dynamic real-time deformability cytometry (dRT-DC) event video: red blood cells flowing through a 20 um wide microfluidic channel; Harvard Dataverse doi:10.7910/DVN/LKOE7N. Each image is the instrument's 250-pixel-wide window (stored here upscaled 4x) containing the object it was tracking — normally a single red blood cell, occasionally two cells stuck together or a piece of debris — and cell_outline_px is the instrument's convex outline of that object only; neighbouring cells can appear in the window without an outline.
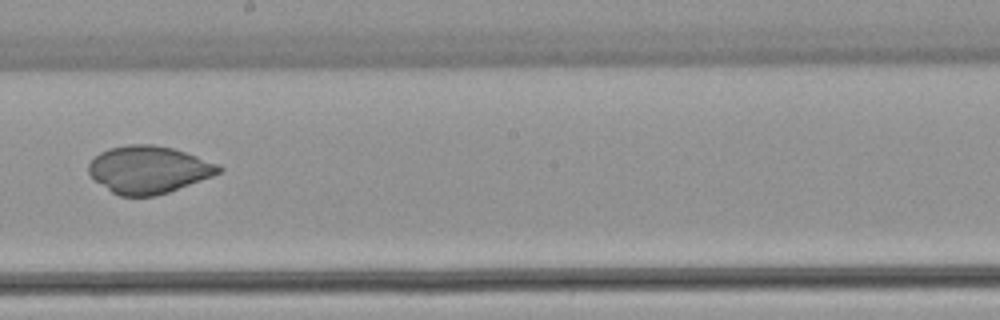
{"species": "common noctule bat (a hibernating species)", "species_latin": "Nyctalus noctula", "temperature_condition": "warm", "stored_images_in_passage": 43, "camera_frame_rate_fps": 3000, "um_per_image_px": 0.085, "animal": {"sex": "female", "body_mass_g": 22.7, "forearm_length_mm": 54.2}, "frame": {"image": 1, "passage_image": 21, "time_ms": 6.667, "image_size_px": [1000, 320], "cell_outline_px": [[224, 168], [220, 172], [212, 176], [168, 192], [156, 196], [120, 196], [112, 192], [96, 180], [88, 172], [88, 164], [100, 152], [108, 148], [128, 144], [152, 144], [172, 148], [220, 164]], "centroid_in_image_um": [12.64, 14.41], "position_along_channel_um": 235.6, "area_um2": 35.72}}
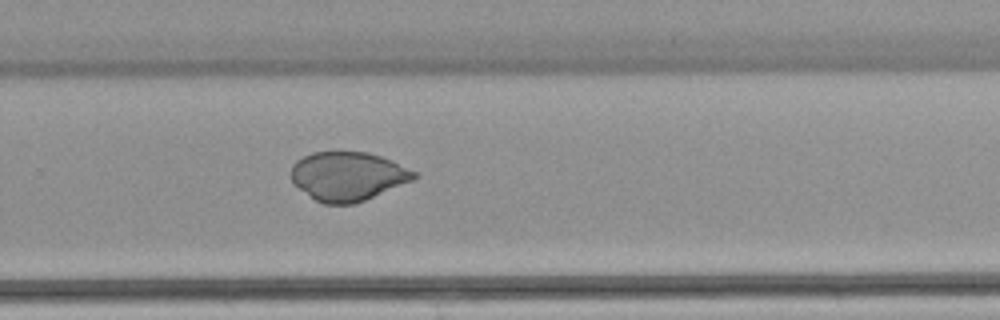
{"frame": {"image": 2, "passage_image": 26, "time_ms": 8.333, "image_size_px": [1000, 320], "cell_outline_px": [[420, 176], [412, 180], [364, 200], [352, 204], [324, 204], [316, 200], [292, 184], [292, 164], [296, 160], [312, 152], [368, 152], [392, 160], [420, 172]], "centroid_in_image_um": [29.58, 14.97], "position_along_channel_um": 300.2, "area_um2": 35.08}}
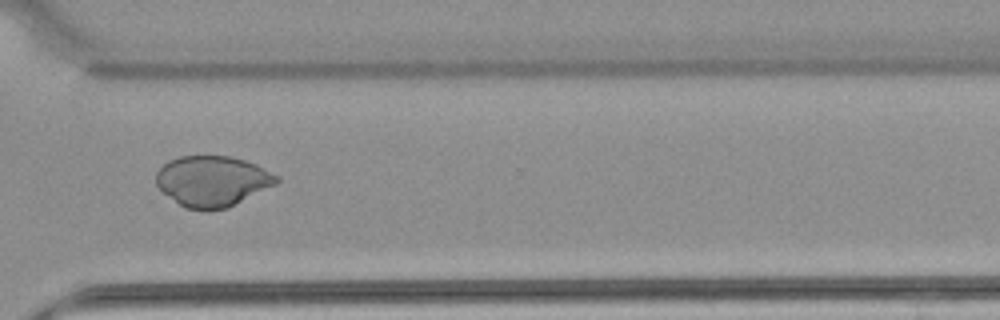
{"frame": {"image": 3, "passage_image": 30, "time_ms": 9.667, "image_size_px": [1000, 320], "cell_outline_px": [[280, 180], [276, 184], [228, 208], [208, 212], [204, 212], [188, 208], [180, 204], [164, 192], [156, 184], [156, 172], [168, 160], [180, 156], [232, 156], [256, 164], [280, 176]], "centroid_in_image_um": [18.08, 15.4], "position_along_channel_um": 352.5, "area_um2": 35.72}}